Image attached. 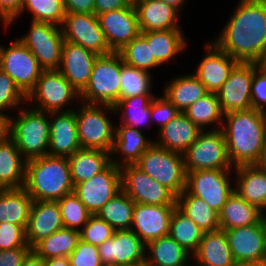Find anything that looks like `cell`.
Returning <instances> with one entry per match:
<instances>
[{
  "label": "cell",
  "mask_w": 266,
  "mask_h": 266,
  "mask_svg": "<svg viewBox=\"0 0 266 266\" xmlns=\"http://www.w3.org/2000/svg\"><path fill=\"white\" fill-rule=\"evenodd\" d=\"M238 4L214 44L238 62L261 64L266 56V1Z\"/></svg>",
  "instance_id": "1"
},
{
  "label": "cell",
  "mask_w": 266,
  "mask_h": 266,
  "mask_svg": "<svg viewBox=\"0 0 266 266\" xmlns=\"http://www.w3.org/2000/svg\"><path fill=\"white\" fill-rule=\"evenodd\" d=\"M224 118L221 129L231 164L256 165L266 147V112L252 108L224 114Z\"/></svg>",
  "instance_id": "2"
},
{
  "label": "cell",
  "mask_w": 266,
  "mask_h": 266,
  "mask_svg": "<svg viewBox=\"0 0 266 266\" xmlns=\"http://www.w3.org/2000/svg\"><path fill=\"white\" fill-rule=\"evenodd\" d=\"M24 188L34 201H58L73 192L68 158L46 155L28 160Z\"/></svg>",
  "instance_id": "3"
},
{
  "label": "cell",
  "mask_w": 266,
  "mask_h": 266,
  "mask_svg": "<svg viewBox=\"0 0 266 266\" xmlns=\"http://www.w3.org/2000/svg\"><path fill=\"white\" fill-rule=\"evenodd\" d=\"M46 115L34 108L21 109L11 119V139L27 161L48 155L50 120Z\"/></svg>",
  "instance_id": "4"
},
{
  "label": "cell",
  "mask_w": 266,
  "mask_h": 266,
  "mask_svg": "<svg viewBox=\"0 0 266 266\" xmlns=\"http://www.w3.org/2000/svg\"><path fill=\"white\" fill-rule=\"evenodd\" d=\"M121 55L111 52L98 55L87 86L80 92L85 104L113 106L120 99Z\"/></svg>",
  "instance_id": "5"
},
{
  "label": "cell",
  "mask_w": 266,
  "mask_h": 266,
  "mask_svg": "<svg viewBox=\"0 0 266 266\" xmlns=\"http://www.w3.org/2000/svg\"><path fill=\"white\" fill-rule=\"evenodd\" d=\"M155 181L168 188L176 197L185 190L184 157L153 143L134 164Z\"/></svg>",
  "instance_id": "6"
},
{
  "label": "cell",
  "mask_w": 266,
  "mask_h": 266,
  "mask_svg": "<svg viewBox=\"0 0 266 266\" xmlns=\"http://www.w3.org/2000/svg\"><path fill=\"white\" fill-rule=\"evenodd\" d=\"M104 109V111H103ZM113 113L111 105L83 104L75 111L77 133L81 148L100 149L111 153L115 128L106 111Z\"/></svg>",
  "instance_id": "7"
},
{
  "label": "cell",
  "mask_w": 266,
  "mask_h": 266,
  "mask_svg": "<svg viewBox=\"0 0 266 266\" xmlns=\"http://www.w3.org/2000/svg\"><path fill=\"white\" fill-rule=\"evenodd\" d=\"M186 171L231 170L224 133L221 128L201 131L183 154Z\"/></svg>",
  "instance_id": "8"
},
{
  "label": "cell",
  "mask_w": 266,
  "mask_h": 266,
  "mask_svg": "<svg viewBox=\"0 0 266 266\" xmlns=\"http://www.w3.org/2000/svg\"><path fill=\"white\" fill-rule=\"evenodd\" d=\"M48 22H31L29 33L19 40L31 51L43 70H58L64 38L61 26Z\"/></svg>",
  "instance_id": "9"
},
{
  "label": "cell",
  "mask_w": 266,
  "mask_h": 266,
  "mask_svg": "<svg viewBox=\"0 0 266 266\" xmlns=\"http://www.w3.org/2000/svg\"><path fill=\"white\" fill-rule=\"evenodd\" d=\"M73 98H80V93L58 70H43L34 88L26 96V101L37 100L34 109L51 113L62 112Z\"/></svg>",
  "instance_id": "10"
},
{
  "label": "cell",
  "mask_w": 266,
  "mask_h": 266,
  "mask_svg": "<svg viewBox=\"0 0 266 266\" xmlns=\"http://www.w3.org/2000/svg\"><path fill=\"white\" fill-rule=\"evenodd\" d=\"M0 69L3 70L27 96L34 88L43 69L31 51L15 39L9 47L0 45Z\"/></svg>",
  "instance_id": "11"
},
{
  "label": "cell",
  "mask_w": 266,
  "mask_h": 266,
  "mask_svg": "<svg viewBox=\"0 0 266 266\" xmlns=\"http://www.w3.org/2000/svg\"><path fill=\"white\" fill-rule=\"evenodd\" d=\"M232 170L186 171L185 191L204 200L218 213L228 198L235 192L229 174Z\"/></svg>",
  "instance_id": "12"
},
{
  "label": "cell",
  "mask_w": 266,
  "mask_h": 266,
  "mask_svg": "<svg viewBox=\"0 0 266 266\" xmlns=\"http://www.w3.org/2000/svg\"><path fill=\"white\" fill-rule=\"evenodd\" d=\"M121 189L139 204L177 206V197L135 165L120 167Z\"/></svg>",
  "instance_id": "13"
},
{
  "label": "cell",
  "mask_w": 266,
  "mask_h": 266,
  "mask_svg": "<svg viewBox=\"0 0 266 266\" xmlns=\"http://www.w3.org/2000/svg\"><path fill=\"white\" fill-rule=\"evenodd\" d=\"M255 71V62H238L234 66L227 81L216 93L224 114L252 109L251 84Z\"/></svg>",
  "instance_id": "14"
},
{
  "label": "cell",
  "mask_w": 266,
  "mask_h": 266,
  "mask_svg": "<svg viewBox=\"0 0 266 266\" xmlns=\"http://www.w3.org/2000/svg\"><path fill=\"white\" fill-rule=\"evenodd\" d=\"M63 38L97 55L113 52L100 28L98 17L91 13H66L61 25Z\"/></svg>",
  "instance_id": "15"
},
{
  "label": "cell",
  "mask_w": 266,
  "mask_h": 266,
  "mask_svg": "<svg viewBox=\"0 0 266 266\" xmlns=\"http://www.w3.org/2000/svg\"><path fill=\"white\" fill-rule=\"evenodd\" d=\"M121 190L120 167L112 162L89 180L74 186V193L87 210L96 215L98 211Z\"/></svg>",
  "instance_id": "16"
},
{
  "label": "cell",
  "mask_w": 266,
  "mask_h": 266,
  "mask_svg": "<svg viewBox=\"0 0 266 266\" xmlns=\"http://www.w3.org/2000/svg\"><path fill=\"white\" fill-rule=\"evenodd\" d=\"M97 248L104 266L145 265L146 244L131 229L115 231L110 239Z\"/></svg>",
  "instance_id": "17"
},
{
  "label": "cell",
  "mask_w": 266,
  "mask_h": 266,
  "mask_svg": "<svg viewBox=\"0 0 266 266\" xmlns=\"http://www.w3.org/2000/svg\"><path fill=\"white\" fill-rule=\"evenodd\" d=\"M235 262L266 263L265 217L257 224L224 230Z\"/></svg>",
  "instance_id": "18"
},
{
  "label": "cell",
  "mask_w": 266,
  "mask_h": 266,
  "mask_svg": "<svg viewBox=\"0 0 266 266\" xmlns=\"http://www.w3.org/2000/svg\"><path fill=\"white\" fill-rule=\"evenodd\" d=\"M109 48L119 52L141 34L135 6L112 10L97 15Z\"/></svg>",
  "instance_id": "19"
},
{
  "label": "cell",
  "mask_w": 266,
  "mask_h": 266,
  "mask_svg": "<svg viewBox=\"0 0 266 266\" xmlns=\"http://www.w3.org/2000/svg\"><path fill=\"white\" fill-rule=\"evenodd\" d=\"M175 207L135 203L131 230L146 245L150 241L169 235Z\"/></svg>",
  "instance_id": "20"
},
{
  "label": "cell",
  "mask_w": 266,
  "mask_h": 266,
  "mask_svg": "<svg viewBox=\"0 0 266 266\" xmlns=\"http://www.w3.org/2000/svg\"><path fill=\"white\" fill-rule=\"evenodd\" d=\"M97 57L81 45L64 41L58 71L80 93L88 84Z\"/></svg>",
  "instance_id": "21"
},
{
  "label": "cell",
  "mask_w": 266,
  "mask_h": 266,
  "mask_svg": "<svg viewBox=\"0 0 266 266\" xmlns=\"http://www.w3.org/2000/svg\"><path fill=\"white\" fill-rule=\"evenodd\" d=\"M75 110L65 109L62 112L48 113L47 116L52 118L48 155L68 158L81 148ZM53 117L55 118L53 119Z\"/></svg>",
  "instance_id": "22"
},
{
  "label": "cell",
  "mask_w": 266,
  "mask_h": 266,
  "mask_svg": "<svg viewBox=\"0 0 266 266\" xmlns=\"http://www.w3.org/2000/svg\"><path fill=\"white\" fill-rule=\"evenodd\" d=\"M205 46L207 54L194 75L209 92L217 93L238 61L220 50L214 43Z\"/></svg>",
  "instance_id": "23"
},
{
  "label": "cell",
  "mask_w": 266,
  "mask_h": 266,
  "mask_svg": "<svg viewBox=\"0 0 266 266\" xmlns=\"http://www.w3.org/2000/svg\"><path fill=\"white\" fill-rule=\"evenodd\" d=\"M60 206L57 201H33L26 226V240L32 248L41 239L63 228Z\"/></svg>",
  "instance_id": "24"
},
{
  "label": "cell",
  "mask_w": 266,
  "mask_h": 266,
  "mask_svg": "<svg viewBox=\"0 0 266 266\" xmlns=\"http://www.w3.org/2000/svg\"><path fill=\"white\" fill-rule=\"evenodd\" d=\"M141 32L180 29L179 11L162 0H134Z\"/></svg>",
  "instance_id": "25"
},
{
  "label": "cell",
  "mask_w": 266,
  "mask_h": 266,
  "mask_svg": "<svg viewBox=\"0 0 266 266\" xmlns=\"http://www.w3.org/2000/svg\"><path fill=\"white\" fill-rule=\"evenodd\" d=\"M159 131V142L155 141L154 143L169 151L183 155L195 142L202 130L184 112H180Z\"/></svg>",
  "instance_id": "26"
},
{
  "label": "cell",
  "mask_w": 266,
  "mask_h": 266,
  "mask_svg": "<svg viewBox=\"0 0 266 266\" xmlns=\"http://www.w3.org/2000/svg\"><path fill=\"white\" fill-rule=\"evenodd\" d=\"M191 257L199 266H232L235 263L223 229L204 232L197 251Z\"/></svg>",
  "instance_id": "27"
},
{
  "label": "cell",
  "mask_w": 266,
  "mask_h": 266,
  "mask_svg": "<svg viewBox=\"0 0 266 266\" xmlns=\"http://www.w3.org/2000/svg\"><path fill=\"white\" fill-rule=\"evenodd\" d=\"M236 172L237 192L248 203L266 210V172L257 165H241L234 167ZM238 177V178H237Z\"/></svg>",
  "instance_id": "28"
},
{
  "label": "cell",
  "mask_w": 266,
  "mask_h": 266,
  "mask_svg": "<svg viewBox=\"0 0 266 266\" xmlns=\"http://www.w3.org/2000/svg\"><path fill=\"white\" fill-rule=\"evenodd\" d=\"M152 144L153 141L146 140L141 130L126 125L117 126L111 154L115 155L121 152L125 157L122 156L123 159L120 160V163L111 157V162L118 167L134 165Z\"/></svg>",
  "instance_id": "29"
},
{
  "label": "cell",
  "mask_w": 266,
  "mask_h": 266,
  "mask_svg": "<svg viewBox=\"0 0 266 266\" xmlns=\"http://www.w3.org/2000/svg\"><path fill=\"white\" fill-rule=\"evenodd\" d=\"M266 214L234 192L219 212L220 229L227 230L259 223Z\"/></svg>",
  "instance_id": "30"
},
{
  "label": "cell",
  "mask_w": 266,
  "mask_h": 266,
  "mask_svg": "<svg viewBox=\"0 0 266 266\" xmlns=\"http://www.w3.org/2000/svg\"><path fill=\"white\" fill-rule=\"evenodd\" d=\"M73 185L89 180L111 163V153L100 149L80 148L68 157Z\"/></svg>",
  "instance_id": "31"
},
{
  "label": "cell",
  "mask_w": 266,
  "mask_h": 266,
  "mask_svg": "<svg viewBox=\"0 0 266 266\" xmlns=\"http://www.w3.org/2000/svg\"><path fill=\"white\" fill-rule=\"evenodd\" d=\"M14 141L0 143V189L24 187L26 163Z\"/></svg>",
  "instance_id": "32"
},
{
  "label": "cell",
  "mask_w": 266,
  "mask_h": 266,
  "mask_svg": "<svg viewBox=\"0 0 266 266\" xmlns=\"http://www.w3.org/2000/svg\"><path fill=\"white\" fill-rule=\"evenodd\" d=\"M33 201L24 187L0 189V223L22 225L26 229Z\"/></svg>",
  "instance_id": "33"
},
{
  "label": "cell",
  "mask_w": 266,
  "mask_h": 266,
  "mask_svg": "<svg viewBox=\"0 0 266 266\" xmlns=\"http://www.w3.org/2000/svg\"><path fill=\"white\" fill-rule=\"evenodd\" d=\"M209 91L194 74L176 77L167 84L166 97L180 112H185L191 104L207 95Z\"/></svg>",
  "instance_id": "34"
},
{
  "label": "cell",
  "mask_w": 266,
  "mask_h": 266,
  "mask_svg": "<svg viewBox=\"0 0 266 266\" xmlns=\"http://www.w3.org/2000/svg\"><path fill=\"white\" fill-rule=\"evenodd\" d=\"M181 29L141 32V35L151 44L152 55L162 65L185 49L186 39Z\"/></svg>",
  "instance_id": "35"
},
{
  "label": "cell",
  "mask_w": 266,
  "mask_h": 266,
  "mask_svg": "<svg viewBox=\"0 0 266 266\" xmlns=\"http://www.w3.org/2000/svg\"><path fill=\"white\" fill-rule=\"evenodd\" d=\"M147 251L145 266H181L191 255L169 235L150 241Z\"/></svg>",
  "instance_id": "36"
},
{
  "label": "cell",
  "mask_w": 266,
  "mask_h": 266,
  "mask_svg": "<svg viewBox=\"0 0 266 266\" xmlns=\"http://www.w3.org/2000/svg\"><path fill=\"white\" fill-rule=\"evenodd\" d=\"M80 240V231L61 228L37 242L32 250L44 260L49 258L69 257Z\"/></svg>",
  "instance_id": "37"
},
{
  "label": "cell",
  "mask_w": 266,
  "mask_h": 266,
  "mask_svg": "<svg viewBox=\"0 0 266 266\" xmlns=\"http://www.w3.org/2000/svg\"><path fill=\"white\" fill-rule=\"evenodd\" d=\"M176 204L203 232L220 229L219 213L201 198L190 195L184 190L177 196Z\"/></svg>",
  "instance_id": "38"
},
{
  "label": "cell",
  "mask_w": 266,
  "mask_h": 266,
  "mask_svg": "<svg viewBox=\"0 0 266 266\" xmlns=\"http://www.w3.org/2000/svg\"><path fill=\"white\" fill-rule=\"evenodd\" d=\"M135 202L121 189L96 214L116 231L131 229Z\"/></svg>",
  "instance_id": "39"
},
{
  "label": "cell",
  "mask_w": 266,
  "mask_h": 266,
  "mask_svg": "<svg viewBox=\"0 0 266 266\" xmlns=\"http://www.w3.org/2000/svg\"><path fill=\"white\" fill-rule=\"evenodd\" d=\"M204 232L187 215H185L177 206L172 212L170 221L171 236L188 253L193 255L202 240Z\"/></svg>",
  "instance_id": "40"
},
{
  "label": "cell",
  "mask_w": 266,
  "mask_h": 266,
  "mask_svg": "<svg viewBox=\"0 0 266 266\" xmlns=\"http://www.w3.org/2000/svg\"><path fill=\"white\" fill-rule=\"evenodd\" d=\"M154 95H139L126 99H119L114 105L115 113L123 112L121 115V125L139 129L150 123V107Z\"/></svg>",
  "instance_id": "41"
},
{
  "label": "cell",
  "mask_w": 266,
  "mask_h": 266,
  "mask_svg": "<svg viewBox=\"0 0 266 266\" xmlns=\"http://www.w3.org/2000/svg\"><path fill=\"white\" fill-rule=\"evenodd\" d=\"M184 113L202 131L206 125L217 123L216 125L221 127L224 123V113L221 111L217 94L213 92L191 104Z\"/></svg>",
  "instance_id": "42"
},
{
  "label": "cell",
  "mask_w": 266,
  "mask_h": 266,
  "mask_svg": "<svg viewBox=\"0 0 266 266\" xmlns=\"http://www.w3.org/2000/svg\"><path fill=\"white\" fill-rule=\"evenodd\" d=\"M151 83L149 71L126 65L121 57L120 99L139 95H154L150 94Z\"/></svg>",
  "instance_id": "43"
},
{
  "label": "cell",
  "mask_w": 266,
  "mask_h": 266,
  "mask_svg": "<svg viewBox=\"0 0 266 266\" xmlns=\"http://www.w3.org/2000/svg\"><path fill=\"white\" fill-rule=\"evenodd\" d=\"M33 14L32 21L48 22L61 26L66 14L64 0H24L21 11L11 20L12 23L24 9Z\"/></svg>",
  "instance_id": "44"
},
{
  "label": "cell",
  "mask_w": 266,
  "mask_h": 266,
  "mask_svg": "<svg viewBox=\"0 0 266 266\" xmlns=\"http://www.w3.org/2000/svg\"><path fill=\"white\" fill-rule=\"evenodd\" d=\"M126 65L143 70L160 66L151 51V44L140 34L119 51Z\"/></svg>",
  "instance_id": "45"
},
{
  "label": "cell",
  "mask_w": 266,
  "mask_h": 266,
  "mask_svg": "<svg viewBox=\"0 0 266 266\" xmlns=\"http://www.w3.org/2000/svg\"><path fill=\"white\" fill-rule=\"evenodd\" d=\"M57 202L60 206L65 228L80 231V228L82 229L92 215L74 192L65 195Z\"/></svg>",
  "instance_id": "46"
},
{
  "label": "cell",
  "mask_w": 266,
  "mask_h": 266,
  "mask_svg": "<svg viewBox=\"0 0 266 266\" xmlns=\"http://www.w3.org/2000/svg\"><path fill=\"white\" fill-rule=\"evenodd\" d=\"M115 229L97 215H91L87 223L80 229V239L95 246H99L110 239Z\"/></svg>",
  "instance_id": "47"
},
{
  "label": "cell",
  "mask_w": 266,
  "mask_h": 266,
  "mask_svg": "<svg viewBox=\"0 0 266 266\" xmlns=\"http://www.w3.org/2000/svg\"><path fill=\"white\" fill-rule=\"evenodd\" d=\"M26 101V96L14 81L0 69V111L19 107Z\"/></svg>",
  "instance_id": "48"
},
{
  "label": "cell",
  "mask_w": 266,
  "mask_h": 266,
  "mask_svg": "<svg viewBox=\"0 0 266 266\" xmlns=\"http://www.w3.org/2000/svg\"><path fill=\"white\" fill-rule=\"evenodd\" d=\"M30 248L26 240V229L22 225L0 223V250Z\"/></svg>",
  "instance_id": "49"
},
{
  "label": "cell",
  "mask_w": 266,
  "mask_h": 266,
  "mask_svg": "<svg viewBox=\"0 0 266 266\" xmlns=\"http://www.w3.org/2000/svg\"><path fill=\"white\" fill-rule=\"evenodd\" d=\"M69 260L71 266H104L97 246L81 239L78 241L74 251L69 255Z\"/></svg>",
  "instance_id": "50"
},
{
  "label": "cell",
  "mask_w": 266,
  "mask_h": 266,
  "mask_svg": "<svg viewBox=\"0 0 266 266\" xmlns=\"http://www.w3.org/2000/svg\"><path fill=\"white\" fill-rule=\"evenodd\" d=\"M251 104L252 108L266 112V68L259 63L251 84Z\"/></svg>",
  "instance_id": "51"
},
{
  "label": "cell",
  "mask_w": 266,
  "mask_h": 266,
  "mask_svg": "<svg viewBox=\"0 0 266 266\" xmlns=\"http://www.w3.org/2000/svg\"><path fill=\"white\" fill-rule=\"evenodd\" d=\"M180 111L166 98L155 96L151 103L150 115L156 118L160 129L177 116Z\"/></svg>",
  "instance_id": "52"
},
{
  "label": "cell",
  "mask_w": 266,
  "mask_h": 266,
  "mask_svg": "<svg viewBox=\"0 0 266 266\" xmlns=\"http://www.w3.org/2000/svg\"><path fill=\"white\" fill-rule=\"evenodd\" d=\"M32 248L0 250V266H20Z\"/></svg>",
  "instance_id": "53"
},
{
  "label": "cell",
  "mask_w": 266,
  "mask_h": 266,
  "mask_svg": "<svg viewBox=\"0 0 266 266\" xmlns=\"http://www.w3.org/2000/svg\"><path fill=\"white\" fill-rule=\"evenodd\" d=\"M133 5L134 0H95V15Z\"/></svg>",
  "instance_id": "54"
},
{
  "label": "cell",
  "mask_w": 266,
  "mask_h": 266,
  "mask_svg": "<svg viewBox=\"0 0 266 266\" xmlns=\"http://www.w3.org/2000/svg\"><path fill=\"white\" fill-rule=\"evenodd\" d=\"M66 13L95 14V0H64Z\"/></svg>",
  "instance_id": "55"
},
{
  "label": "cell",
  "mask_w": 266,
  "mask_h": 266,
  "mask_svg": "<svg viewBox=\"0 0 266 266\" xmlns=\"http://www.w3.org/2000/svg\"><path fill=\"white\" fill-rule=\"evenodd\" d=\"M24 0H0V9L12 20L22 8Z\"/></svg>",
  "instance_id": "56"
},
{
  "label": "cell",
  "mask_w": 266,
  "mask_h": 266,
  "mask_svg": "<svg viewBox=\"0 0 266 266\" xmlns=\"http://www.w3.org/2000/svg\"><path fill=\"white\" fill-rule=\"evenodd\" d=\"M11 138V118L0 111V143Z\"/></svg>",
  "instance_id": "57"
},
{
  "label": "cell",
  "mask_w": 266,
  "mask_h": 266,
  "mask_svg": "<svg viewBox=\"0 0 266 266\" xmlns=\"http://www.w3.org/2000/svg\"><path fill=\"white\" fill-rule=\"evenodd\" d=\"M20 266H44V259L31 250Z\"/></svg>",
  "instance_id": "58"
},
{
  "label": "cell",
  "mask_w": 266,
  "mask_h": 266,
  "mask_svg": "<svg viewBox=\"0 0 266 266\" xmlns=\"http://www.w3.org/2000/svg\"><path fill=\"white\" fill-rule=\"evenodd\" d=\"M44 266H71V264L69 257H58L44 260Z\"/></svg>",
  "instance_id": "59"
},
{
  "label": "cell",
  "mask_w": 266,
  "mask_h": 266,
  "mask_svg": "<svg viewBox=\"0 0 266 266\" xmlns=\"http://www.w3.org/2000/svg\"><path fill=\"white\" fill-rule=\"evenodd\" d=\"M165 3H168L169 5H171L172 7H174L175 9H177L178 11L181 10V7H183L182 5H184L185 0H162Z\"/></svg>",
  "instance_id": "60"
},
{
  "label": "cell",
  "mask_w": 266,
  "mask_h": 266,
  "mask_svg": "<svg viewBox=\"0 0 266 266\" xmlns=\"http://www.w3.org/2000/svg\"><path fill=\"white\" fill-rule=\"evenodd\" d=\"M261 170H263L264 172H266V147L264 149V151L262 152L261 158L258 161V163L256 164Z\"/></svg>",
  "instance_id": "61"
},
{
  "label": "cell",
  "mask_w": 266,
  "mask_h": 266,
  "mask_svg": "<svg viewBox=\"0 0 266 266\" xmlns=\"http://www.w3.org/2000/svg\"><path fill=\"white\" fill-rule=\"evenodd\" d=\"M232 266H266V263H260V262H235Z\"/></svg>",
  "instance_id": "62"
},
{
  "label": "cell",
  "mask_w": 266,
  "mask_h": 266,
  "mask_svg": "<svg viewBox=\"0 0 266 266\" xmlns=\"http://www.w3.org/2000/svg\"><path fill=\"white\" fill-rule=\"evenodd\" d=\"M0 19L3 21L6 28L12 24V21L3 13L1 9H0Z\"/></svg>",
  "instance_id": "63"
},
{
  "label": "cell",
  "mask_w": 266,
  "mask_h": 266,
  "mask_svg": "<svg viewBox=\"0 0 266 266\" xmlns=\"http://www.w3.org/2000/svg\"><path fill=\"white\" fill-rule=\"evenodd\" d=\"M108 266H145V265H121V264H112Z\"/></svg>",
  "instance_id": "64"
},
{
  "label": "cell",
  "mask_w": 266,
  "mask_h": 266,
  "mask_svg": "<svg viewBox=\"0 0 266 266\" xmlns=\"http://www.w3.org/2000/svg\"><path fill=\"white\" fill-rule=\"evenodd\" d=\"M261 65H262L264 68H266V56H265L263 62L261 63Z\"/></svg>",
  "instance_id": "65"
},
{
  "label": "cell",
  "mask_w": 266,
  "mask_h": 266,
  "mask_svg": "<svg viewBox=\"0 0 266 266\" xmlns=\"http://www.w3.org/2000/svg\"><path fill=\"white\" fill-rule=\"evenodd\" d=\"M181 266H190V265H188V262H186L185 264H183ZM197 266H199V265H197Z\"/></svg>",
  "instance_id": "66"
}]
</instances>
